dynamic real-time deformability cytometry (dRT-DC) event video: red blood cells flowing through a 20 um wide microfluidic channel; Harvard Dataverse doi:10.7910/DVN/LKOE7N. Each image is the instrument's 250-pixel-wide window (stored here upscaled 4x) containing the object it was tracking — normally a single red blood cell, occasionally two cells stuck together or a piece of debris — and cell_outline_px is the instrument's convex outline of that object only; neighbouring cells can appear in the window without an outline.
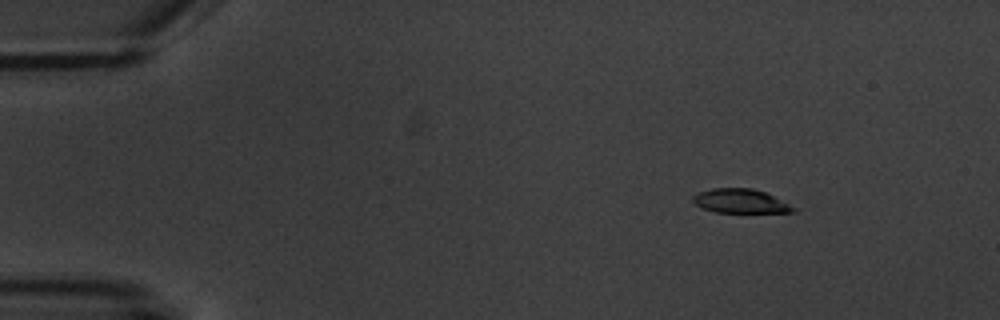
{"species": "common noctule bat (a hibernating species)", "species_latin": "Nyctalus noctula", "temperature_condition": "warm", "stored_images_in_passage": 4, "camera_frame_rate_fps": 3000, "um_per_image_px": 0.085, "animal": {"sex": "male", "body_mass_g": 20.1, "forearm_length_mm": 53.5}, "frame": {"image": 1, "passage_image": 2, "time_ms": 1.0, "image_size_px": [1000, 320], "cell_outline_px": [[796, 212], [716, 212], [704, 208], [696, 204], [692, 200], [692, 196], [700, 192], [712, 188], [752, 188], [764, 192], [796, 208]], "centroid_in_image_um": [62.91, 17.09], "position_along_channel_um": 22.1, "area_um2": 13.76}}